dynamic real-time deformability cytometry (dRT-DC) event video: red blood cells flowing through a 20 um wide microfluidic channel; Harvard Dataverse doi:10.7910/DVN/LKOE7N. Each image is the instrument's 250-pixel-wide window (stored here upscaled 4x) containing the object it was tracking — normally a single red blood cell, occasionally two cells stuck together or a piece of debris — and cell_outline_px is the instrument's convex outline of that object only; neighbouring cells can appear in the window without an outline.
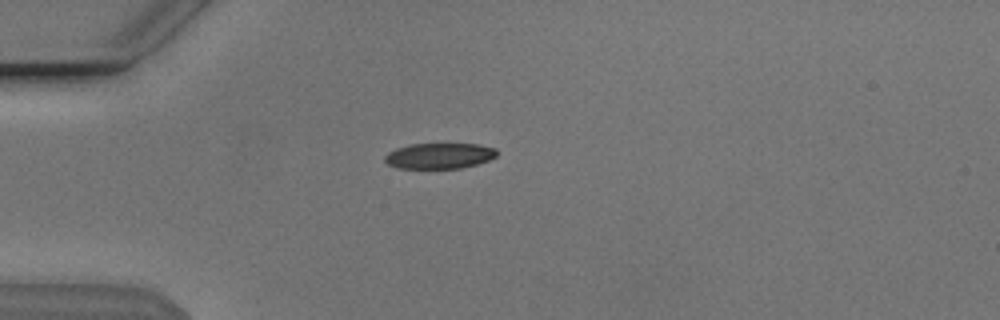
{"species": "Egyptian fruit bat (a non-hibernating species)", "species_latin": "Rousettus aegyptiacus", "temperature_condition": "cold", "stored_images_in_passage": 32, "camera_frame_rate_fps": 3000, "um_per_image_px": 0.085, "animal": {"sex": "male"}, "frame": {"image": 1, "passage_image": 4, "time_ms": 1.0, "image_size_px": [1000, 320], "cell_outline_px": [[496, 156], [488, 160], [476, 164], [460, 168], [400, 168], [388, 164], [384, 160], [384, 156], [388, 152], [396, 148], [408, 144], [476, 144], [496, 148]], "centroid_in_image_um": [37.31, 13.24], "position_along_channel_um": 47.7, "area_um2": 16.65}}
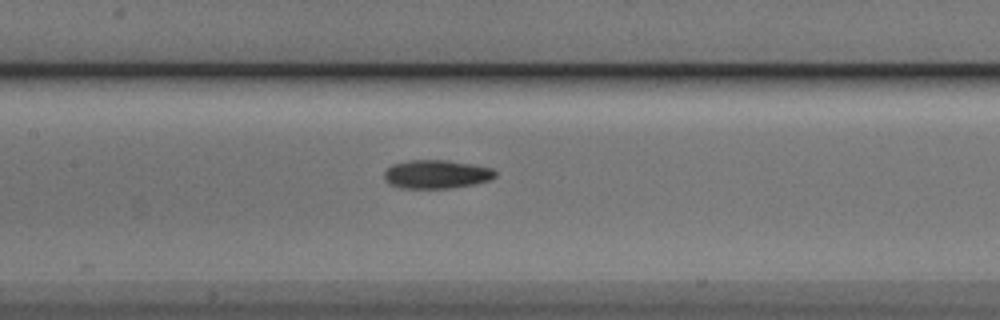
{"frame": {"image": 2, "passage_image": 15, "time_ms": 4.667, "image_size_px": [1000, 320], "cell_outline_px": [[496, 176], [488, 180], [472, 184], [448, 188], [404, 188], [388, 184], [384, 176], [384, 172], [392, 164], [408, 160], [448, 160], [472, 164], [492, 168], [496, 172]], "centroid_in_image_um": [37.07, 14.8], "position_along_channel_um": 170.3, "area_um2": 18.38}}
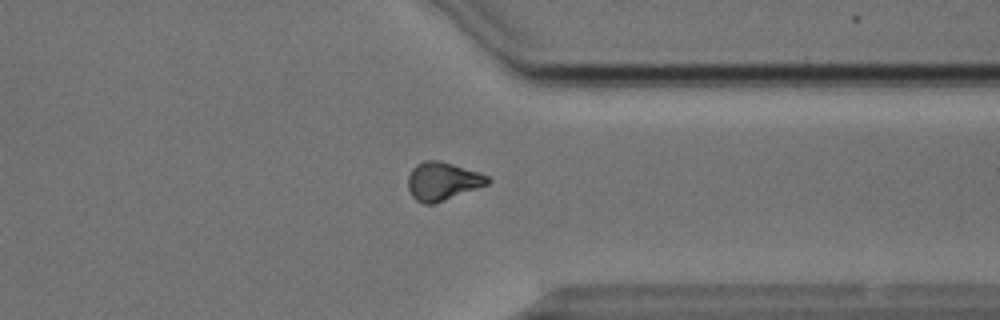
{"frame": {"image": 3, "passage_image": 31, "time_ms": 10.0, "image_size_px": [1000, 320], "cell_outline_px": [[492, 180], [488, 184], [432, 204], [424, 204], [416, 200], [412, 196], [408, 188], [408, 176], [412, 168], [416, 164], [424, 160], [440, 160], [480, 172], [488, 176]], "centroid_in_image_um": [37.61, 15.38], "position_along_channel_um": 373.8, "area_um2": 17.69}}